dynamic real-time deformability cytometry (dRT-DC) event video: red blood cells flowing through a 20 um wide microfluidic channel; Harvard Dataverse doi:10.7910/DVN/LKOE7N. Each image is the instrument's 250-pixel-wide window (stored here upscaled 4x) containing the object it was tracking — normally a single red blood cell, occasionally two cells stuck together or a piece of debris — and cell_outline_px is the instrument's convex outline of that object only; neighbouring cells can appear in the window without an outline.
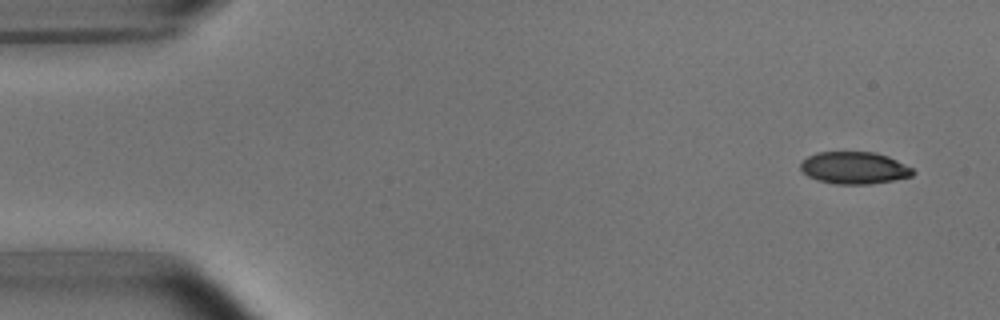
{"species": "common noctule bat (a hibernating species)", "species_latin": "Nyctalus noctula", "temperature_condition": "room temperature", "stored_images_in_passage": 3, "camera_frame_rate_fps": 3000, "um_per_image_px": 0.085, "animal": {"sex": "male", "body_mass_g": 15.6}, "frame": {"image": 1, "passage_image": 1, "time_ms": 0.0, "image_size_px": [1000, 320], "cell_outline_px": [[916, 172], [912, 176], [892, 180], [868, 184], [836, 184], [816, 180], [800, 172], [800, 164], [808, 156], [816, 152], [876, 152], [888, 156], [912, 168]], "centroid_in_image_um": [72.58, 14.27], "position_along_channel_um": 12.4, "area_um2": 21.1}}